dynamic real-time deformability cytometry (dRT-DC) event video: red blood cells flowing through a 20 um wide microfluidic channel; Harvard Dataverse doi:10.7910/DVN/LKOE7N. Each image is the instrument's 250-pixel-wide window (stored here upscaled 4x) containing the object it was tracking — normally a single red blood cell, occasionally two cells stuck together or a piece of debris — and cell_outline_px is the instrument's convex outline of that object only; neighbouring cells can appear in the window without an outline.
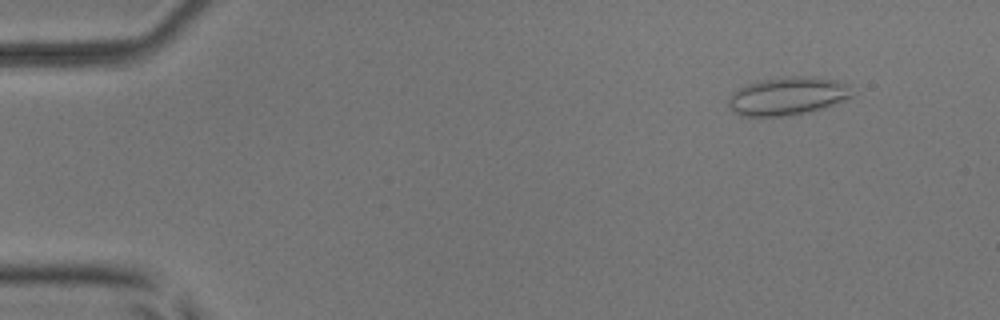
{"species": "common noctule bat (a hibernating species)", "species_latin": "Nyctalus noctula", "temperature_condition": "room temperature", "stored_images_in_passage": 54, "camera_frame_rate_fps": 3000, "um_per_image_px": 0.085, "animal": {"sex": "male", "body_mass_g": 17.9, "forearm_length_mm": 54.2}, "frame": {"image": 1, "passage_image": 6, "time_ms": 1.667, "image_size_px": [1000, 320], "cell_outline_px": [[852, 96], [832, 104], [808, 112], [788, 116], [740, 116], [728, 104], [728, 100], [732, 92], [748, 84], [760, 80], [784, 76], [816, 76], [836, 80], [848, 84]], "centroid_in_image_um": [66.93, 8.15], "position_along_channel_um": 18.1, "area_um2": 27.28}}
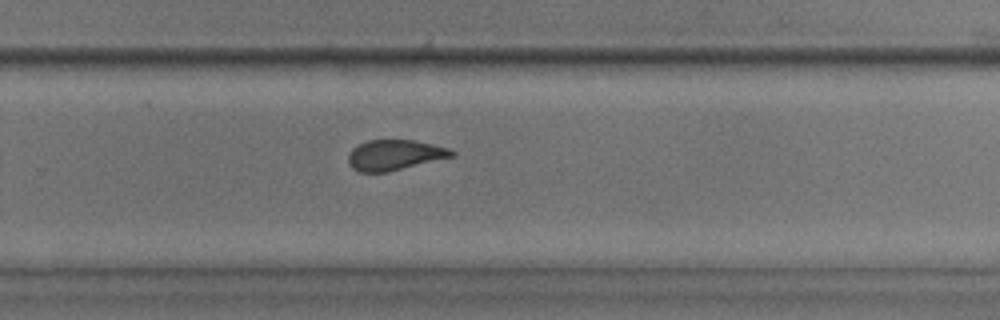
{"frame": {"image": 2, "passage_image": 36, "time_ms": 11.667, "image_size_px": [1000, 320], "cell_outline_px": [[456, 156], [388, 172], [360, 172], [352, 168], [348, 164], [348, 152], [356, 144], [368, 140], [412, 140], [432, 144], [448, 148], [456, 152]], "centroid_in_image_um": [33.53, 13.18], "position_along_channel_um": 296.3, "area_um2": 18.55}}
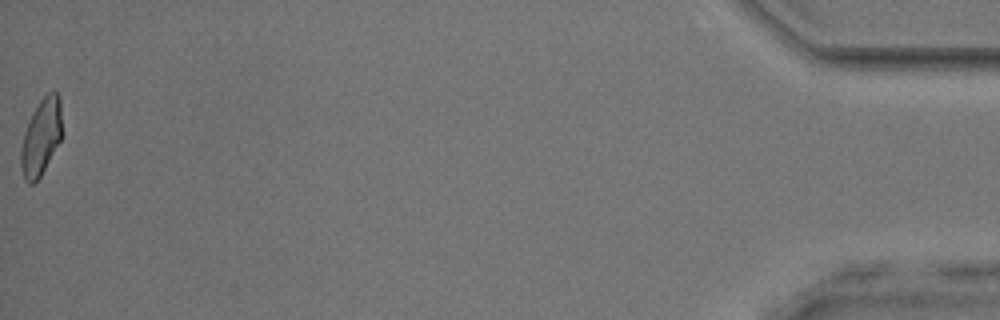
{"frame": {"image": 3, "passage_image": 54, "time_ms": 17.667, "image_size_px": [1000, 320], "cell_outline_px": [[60, 140], [40, 176], [32, 184], [28, 184], [24, 180], [20, 164], [20, 152], [24, 132], [32, 112], [40, 100], [48, 92], [56, 92], [60, 100]], "centroid_in_image_um": [3.45, 11.67], "position_along_channel_um": 431.8, "area_um2": 17.86}, "authors_computed_cell_mechanics": {"area_um2": 19.2185, "velocity_mm_per_s": 3.8721, "shape_relaxation_time_tau1_ms": null, "shape_relaxation_time_tau2_ms": 1.4007, "deformation_change_tau1": null, "deformation_change_tau2": 0.0821}}